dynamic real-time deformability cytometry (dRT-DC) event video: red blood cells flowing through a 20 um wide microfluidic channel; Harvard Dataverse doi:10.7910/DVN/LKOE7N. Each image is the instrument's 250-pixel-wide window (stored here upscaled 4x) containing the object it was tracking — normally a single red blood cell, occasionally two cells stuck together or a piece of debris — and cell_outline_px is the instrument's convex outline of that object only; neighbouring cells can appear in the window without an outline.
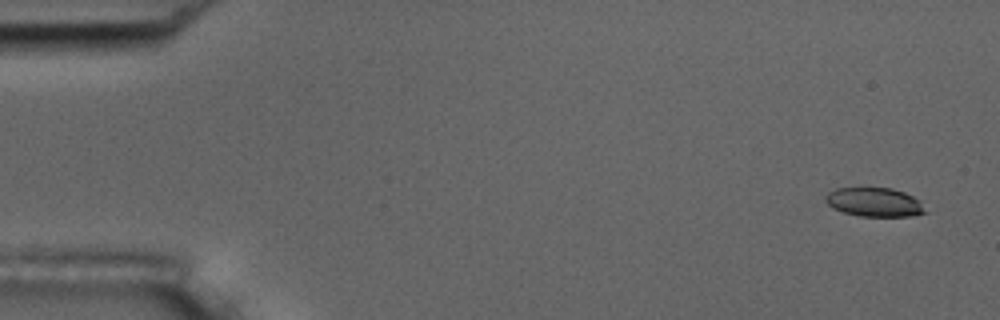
{"species": "common noctule bat (a hibernating species)", "species_latin": "Nyctalus noctula", "temperature_condition": "room temperature", "stored_images_in_passage": 6, "camera_frame_rate_fps": 3000, "um_per_image_px": 0.085, "animal": {"sex": "male", "body_mass_g": 17.5, "forearm_length_mm": 52.3}, "frame": {"image": 1, "passage_image": 1, "time_ms": 0.0, "image_size_px": [1000, 320], "cell_outline_px": [[928, 212], [912, 216], [860, 216], [844, 212], [832, 208], [824, 200], [824, 196], [828, 192], [836, 188], [892, 188], [904, 192], [920, 200]], "centroid_in_image_um": [74.33, 17.18], "position_along_channel_um": 10.7, "area_um2": 16.94}}
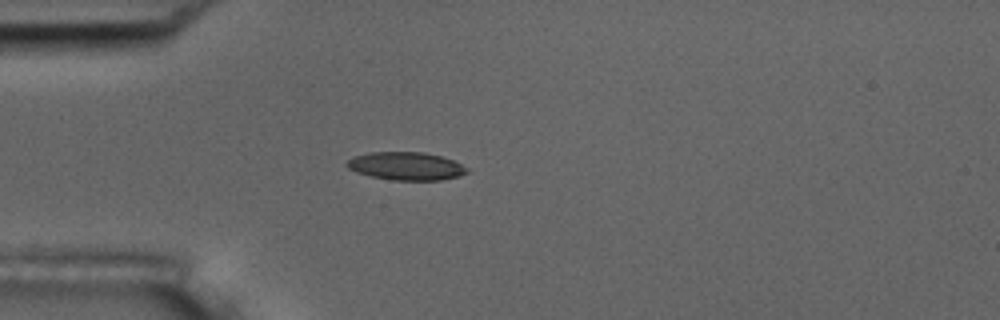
{"frame": {"image": 2, "passage_image": 5, "time_ms": 4.333, "image_size_px": [1000, 320], "cell_outline_px": [[472, 172], [460, 176], [440, 180], [392, 180], [372, 176], [356, 172], [348, 168], [344, 164], [352, 156], [372, 152], [424, 152], [440, 156], [452, 160], [468, 168]], "centroid_in_image_um": [34.52, 14.12], "position_along_channel_um": 50.5, "area_um2": 19.71}}